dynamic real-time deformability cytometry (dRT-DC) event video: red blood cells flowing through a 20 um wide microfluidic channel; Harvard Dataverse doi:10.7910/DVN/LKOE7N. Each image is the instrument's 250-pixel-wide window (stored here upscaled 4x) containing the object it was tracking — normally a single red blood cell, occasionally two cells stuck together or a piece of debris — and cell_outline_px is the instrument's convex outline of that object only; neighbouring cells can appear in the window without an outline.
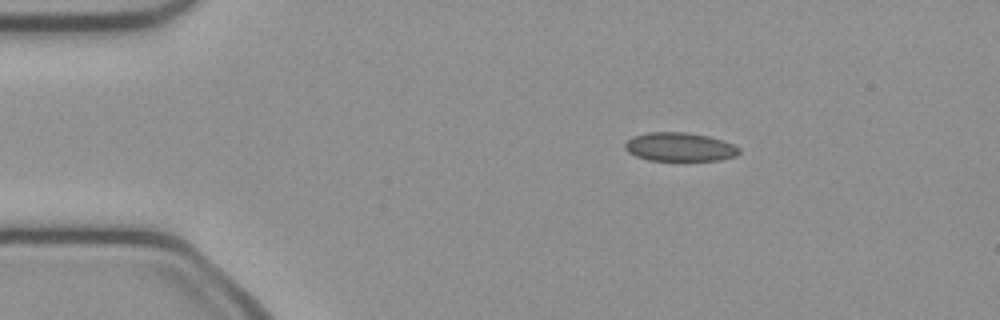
{"species": "common noctule bat (a hibernating species)", "species_latin": "Nyctalus noctula", "temperature_condition": "cold", "stored_images_in_passage": 42, "camera_frame_rate_fps": 3000, "um_per_image_px": 0.085, "animal": {"sex": "female", "body_mass_g": 21.9}, "frame": {"image": 1, "passage_image": 1, "time_ms": 0.0, "image_size_px": [1000, 320], "cell_outline_px": [[740, 152], [736, 156], [720, 160], [648, 160], [636, 156], [628, 152], [624, 148], [624, 144], [632, 136], [648, 132], [684, 132], [708, 136], [724, 140], [740, 148]], "centroid_in_image_um": [57.77, 12.48], "position_along_channel_um": 27.2, "area_um2": 19.13}}
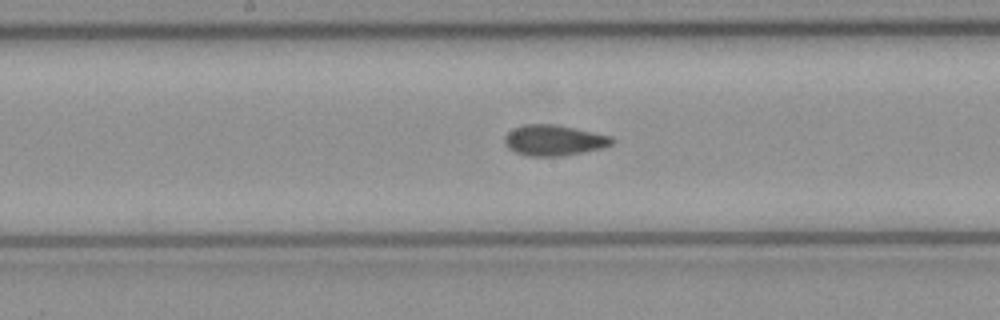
{"frame": {"image": 2, "passage_image": 18, "time_ms": 5.667, "image_size_px": [1000, 320], "cell_outline_px": [[616, 140], [612, 144], [604, 148], [560, 156], [528, 156], [516, 152], [508, 148], [504, 140], [504, 136], [512, 128], [524, 124], [556, 124], [612, 136]], "centroid_in_image_um": [47.09, 11.91], "position_along_channel_um": 201.1, "area_um2": 19.31}}
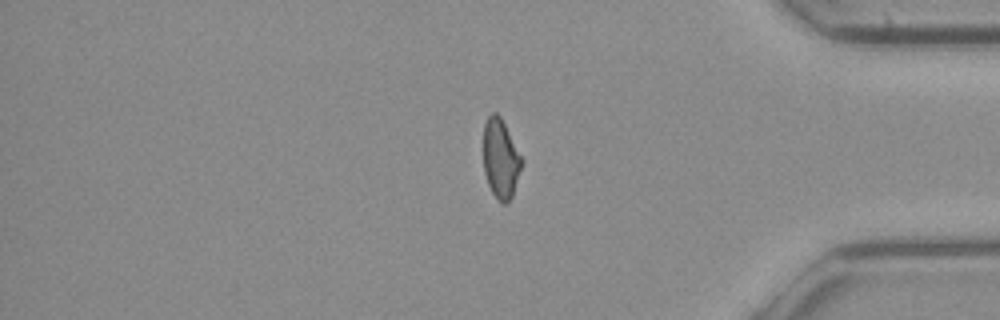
{"frame": {"image": 3, "passage_image": 34, "time_ms": 11.0, "image_size_px": [1000, 320], "cell_outline_px": [[524, 160], [512, 196], [504, 204], [492, 192], [488, 184], [484, 172], [484, 124], [488, 116], [492, 112], [496, 112], [500, 116]], "centroid_in_image_um": [42.56, 13.46], "position_along_channel_um": 392.6, "area_um2": 17.51}, "authors_computed_cell_mechanics": {"area_um2": 18.8717, "velocity_mm_per_s": 4.0967, "shape_relaxation_time_tau1_ms": null, "shape_relaxation_time_tau2_ms": 4.8995, "deformation_change_tau1": null, "deformation_change_tau2": 0.0907}}